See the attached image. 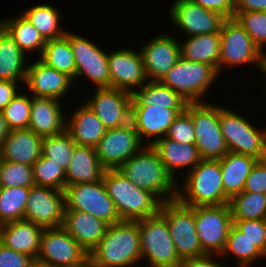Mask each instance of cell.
<instances>
[{
    "label": "cell",
    "instance_id": "cell-1",
    "mask_svg": "<svg viewBox=\"0 0 266 267\" xmlns=\"http://www.w3.org/2000/svg\"><path fill=\"white\" fill-rule=\"evenodd\" d=\"M88 259L96 267L138 266L142 262L139 221L109 225L104 237L88 254Z\"/></svg>",
    "mask_w": 266,
    "mask_h": 267
},
{
    "label": "cell",
    "instance_id": "cell-2",
    "mask_svg": "<svg viewBox=\"0 0 266 267\" xmlns=\"http://www.w3.org/2000/svg\"><path fill=\"white\" fill-rule=\"evenodd\" d=\"M118 170L136 187L153 193L162 203L177 199L178 182L168 173L151 145H144Z\"/></svg>",
    "mask_w": 266,
    "mask_h": 267
},
{
    "label": "cell",
    "instance_id": "cell-3",
    "mask_svg": "<svg viewBox=\"0 0 266 267\" xmlns=\"http://www.w3.org/2000/svg\"><path fill=\"white\" fill-rule=\"evenodd\" d=\"M102 179L122 221H139L159 213L162 202L136 187L118 169L105 170Z\"/></svg>",
    "mask_w": 266,
    "mask_h": 267
},
{
    "label": "cell",
    "instance_id": "cell-4",
    "mask_svg": "<svg viewBox=\"0 0 266 267\" xmlns=\"http://www.w3.org/2000/svg\"><path fill=\"white\" fill-rule=\"evenodd\" d=\"M184 176L183 184L181 185L179 182L177 185V199L182 204L197 207L229 203L230 199L225 195L223 189L219 160L202 159Z\"/></svg>",
    "mask_w": 266,
    "mask_h": 267
},
{
    "label": "cell",
    "instance_id": "cell-5",
    "mask_svg": "<svg viewBox=\"0 0 266 267\" xmlns=\"http://www.w3.org/2000/svg\"><path fill=\"white\" fill-rule=\"evenodd\" d=\"M246 64L256 67L264 76L266 55L254 44L249 34L234 17L226 18L220 30L218 72L222 74L226 69L232 70L234 66H246Z\"/></svg>",
    "mask_w": 266,
    "mask_h": 267
},
{
    "label": "cell",
    "instance_id": "cell-6",
    "mask_svg": "<svg viewBox=\"0 0 266 267\" xmlns=\"http://www.w3.org/2000/svg\"><path fill=\"white\" fill-rule=\"evenodd\" d=\"M247 117L220 105L219 124L229 152L266 159V127L258 128Z\"/></svg>",
    "mask_w": 266,
    "mask_h": 267
},
{
    "label": "cell",
    "instance_id": "cell-7",
    "mask_svg": "<svg viewBox=\"0 0 266 267\" xmlns=\"http://www.w3.org/2000/svg\"><path fill=\"white\" fill-rule=\"evenodd\" d=\"M220 75L214 66L180 57L160 82L177 92L188 103L204 102V96L213 88L212 85Z\"/></svg>",
    "mask_w": 266,
    "mask_h": 267
},
{
    "label": "cell",
    "instance_id": "cell-8",
    "mask_svg": "<svg viewBox=\"0 0 266 267\" xmlns=\"http://www.w3.org/2000/svg\"><path fill=\"white\" fill-rule=\"evenodd\" d=\"M209 101L187 103L195 128V146L201 159L220 160L229 151L219 124L220 105Z\"/></svg>",
    "mask_w": 266,
    "mask_h": 267
},
{
    "label": "cell",
    "instance_id": "cell-9",
    "mask_svg": "<svg viewBox=\"0 0 266 267\" xmlns=\"http://www.w3.org/2000/svg\"><path fill=\"white\" fill-rule=\"evenodd\" d=\"M159 213L167 221L176 253L181 261L206 255L196 232L195 207L174 199L162 203Z\"/></svg>",
    "mask_w": 266,
    "mask_h": 267
},
{
    "label": "cell",
    "instance_id": "cell-10",
    "mask_svg": "<svg viewBox=\"0 0 266 267\" xmlns=\"http://www.w3.org/2000/svg\"><path fill=\"white\" fill-rule=\"evenodd\" d=\"M141 259L148 267H180L166 219L158 213L139 220Z\"/></svg>",
    "mask_w": 266,
    "mask_h": 267
},
{
    "label": "cell",
    "instance_id": "cell-11",
    "mask_svg": "<svg viewBox=\"0 0 266 267\" xmlns=\"http://www.w3.org/2000/svg\"><path fill=\"white\" fill-rule=\"evenodd\" d=\"M65 204V210L90 213L108 225L122 221L113 200L108 196L103 179L66 186Z\"/></svg>",
    "mask_w": 266,
    "mask_h": 267
},
{
    "label": "cell",
    "instance_id": "cell-12",
    "mask_svg": "<svg viewBox=\"0 0 266 267\" xmlns=\"http://www.w3.org/2000/svg\"><path fill=\"white\" fill-rule=\"evenodd\" d=\"M87 260L88 253L63 226L43 230L38 263L48 267H79Z\"/></svg>",
    "mask_w": 266,
    "mask_h": 267
},
{
    "label": "cell",
    "instance_id": "cell-13",
    "mask_svg": "<svg viewBox=\"0 0 266 267\" xmlns=\"http://www.w3.org/2000/svg\"><path fill=\"white\" fill-rule=\"evenodd\" d=\"M195 224L203 251L206 254L221 255L233 225L229 203L195 207Z\"/></svg>",
    "mask_w": 266,
    "mask_h": 267
},
{
    "label": "cell",
    "instance_id": "cell-14",
    "mask_svg": "<svg viewBox=\"0 0 266 267\" xmlns=\"http://www.w3.org/2000/svg\"><path fill=\"white\" fill-rule=\"evenodd\" d=\"M97 45L78 32H70V46L76 65L75 81L83 77L96 88L110 87L108 53Z\"/></svg>",
    "mask_w": 266,
    "mask_h": 267
},
{
    "label": "cell",
    "instance_id": "cell-15",
    "mask_svg": "<svg viewBox=\"0 0 266 267\" xmlns=\"http://www.w3.org/2000/svg\"><path fill=\"white\" fill-rule=\"evenodd\" d=\"M171 6V7H170ZM169 6V18L176 32L188 37L220 33L226 19L220 13L203 8L190 0H174Z\"/></svg>",
    "mask_w": 266,
    "mask_h": 267
},
{
    "label": "cell",
    "instance_id": "cell-16",
    "mask_svg": "<svg viewBox=\"0 0 266 267\" xmlns=\"http://www.w3.org/2000/svg\"><path fill=\"white\" fill-rule=\"evenodd\" d=\"M144 145L130 122L122 127L107 129L95 150L102 167L112 170L118 169Z\"/></svg>",
    "mask_w": 266,
    "mask_h": 267
},
{
    "label": "cell",
    "instance_id": "cell-17",
    "mask_svg": "<svg viewBox=\"0 0 266 267\" xmlns=\"http://www.w3.org/2000/svg\"><path fill=\"white\" fill-rule=\"evenodd\" d=\"M83 101L92 109L106 129L122 127L131 122L132 93L111 88H95Z\"/></svg>",
    "mask_w": 266,
    "mask_h": 267
},
{
    "label": "cell",
    "instance_id": "cell-18",
    "mask_svg": "<svg viewBox=\"0 0 266 267\" xmlns=\"http://www.w3.org/2000/svg\"><path fill=\"white\" fill-rule=\"evenodd\" d=\"M65 191L51 187H30L24 219L43 229L63 226L65 214Z\"/></svg>",
    "mask_w": 266,
    "mask_h": 267
},
{
    "label": "cell",
    "instance_id": "cell-19",
    "mask_svg": "<svg viewBox=\"0 0 266 267\" xmlns=\"http://www.w3.org/2000/svg\"><path fill=\"white\" fill-rule=\"evenodd\" d=\"M120 48L108 52L110 87L134 93L141 88L146 78L140 50ZM136 87V88H135Z\"/></svg>",
    "mask_w": 266,
    "mask_h": 267
},
{
    "label": "cell",
    "instance_id": "cell-20",
    "mask_svg": "<svg viewBox=\"0 0 266 267\" xmlns=\"http://www.w3.org/2000/svg\"><path fill=\"white\" fill-rule=\"evenodd\" d=\"M176 37L163 32L138 48L148 81H160L181 57L180 41Z\"/></svg>",
    "mask_w": 266,
    "mask_h": 267
},
{
    "label": "cell",
    "instance_id": "cell-21",
    "mask_svg": "<svg viewBox=\"0 0 266 267\" xmlns=\"http://www.w3.org/2000/svg\"><path fill=\"white\" fill-rule=\"evenodd\" d=\"M25 86L32 96L51 97L65 101V95H68L74 81L64 73L46 65L39 58L29 62Z\"/></svg>",
    "mask_w": 266,
    "mask_h": 267
},
{
    "label": "cell",
    "instance_id": "cell-22",
    "mask_svg": "<svg viewBox=\"0 0 266 267\" xmlns=\"http://www.w3.org/2000/svg\"><path fill=\"white\" fill-rule=\"evenodd\" d=\"M185 109H165L159 106H131V122L145 145L166 136L176 117Z\"/></svg>",
    "mask_w": 266,
    "mask_h": 267
},
{
    "label": "cell",
    "instance_id": "cell-23",
    "mask_svg": "<svg viewBox=\"0 0 266 267\" xmlns=\"http://www.w3.org/2000/svg\"><path fill=\"white\" fill-rule=\"evenodd\" d=\"M62 102L51 97L31 95L28 129L42 138L63 133L66 130V115Z\"/></svg>",
    "mask_w": 266,
    "mask_h": 267
},
{
    "label": "cell",
    "instance_id": "cell-24",
    "mask_svg": "<svg viewBox=\"0 0 266 267\" xmlns=\"http://www.w3.org/2000/svg\"><path fill=\"white\" fill-rule=\"evenodd\" d=\"M151 146L158 153L159 158L168 173L177 182H179V180L182 182L181 179L177 178L179 176V172L182 173L181 177L186 175L202 160L195 145L182 144L168 139L166 136L158 139ZM177 174L178 176H176Z\"/></svg>",
    "mask_w": 266,
    "mask_h": 267
},
{
    "label": "cell",
    "instance_id": "cell-25",
    "mask_svg": "<svg viewBox=\"0 0 266 267\" xmlns=\"http://www.w3.org/2000/svg\"><path fill=\"white\" fill-rule=\"evenodd\" d=\"M42 141L29 129L11 130L0 146V159L32 166L42 156Z\"/></svg>",
    "mask_w": 266,
    "mask_h": 267
},
{
    "label": "cell",
    "instance_id": "cell-26",
    "mask_svg": "<svg viewBox=\"0 0 266 267\" xmlns=\"http://www.w3.org/2000/svg\"><path fill=\"white\" fill-rule=\"evenodd\" d=\"M108 226L90 213L65 210L63 227L88 254L104 237Z\"/></svg>",
    "mask_w": 266,
    "mask_h": 267
},
{
    "label": "cell",
    "instance_id": "cell-27",
    "mask_svg": "<svg viewBox=\"0 0 266 267\" xmlns=\"http://www.w3.org/2000/svg\"><path fill=\"white\" fill-rule=\"evenodd\" d=\"M43 230L41 226L25 219L10 221L0 226V242L36 261Z\"/></svg>",
    "mask_w": 266,
    "mask_h": 267
},
{
    "label": "cell",
    "instance_id": "cell-28",
    "mask_svg": "<svg viewBox=\"0 0 266 267\" xmlns=\"http://www.w3.org/2000/svg\"><path fill=\"white\" fill-rule=\"evenodd\" d=\"M82 103V105H81ZM66 116V131L76 145L95 148L107 129L84 102ZM71 113V114H70Z\"/></svg>",
    "mask_w": 266,
    "mask_h": 267
},
{
    "label": "cell",
    "instance_id": "cell-29",
    "mask_svg": "<svg viewBox=\"0 0 266 267\" xmlns=\"http://www.w3.org/2000/svg\"><path fill=\"white\" fill-rule=\"evenodd\" d=\"M104 172L95 148L76 145L65 172V188L78 183L100 181Z\"/></svg>",
    "mask_w": 266,
    "mask_h": 267
},
{
    "label": "cell",
    "instance_id": "cell-30",
    "mask_svg": "<svg viewBox=\"0 0 266 267\" xmlns=\"http://www.w3.org/2000/svg\"><path fill=\"white\" fill-rule=\"evenodd\" d=\"M27 58V55L0 25V79L24 85L29 61Z\"/></svg>",
    "mask_w": 266,
    "mask_h": 267
},
{
    "label": "cell",
    "instance_id": "cell-31",
    "mask_svg": "<svg viewBox=\"0 0 266 267\" xmlns=\"http://www.w3.org/2000/svg\"><path fill=\"white\" fill-rule=\"evenodd\" d=\"M219 161L224 193L231 199L244 190L246 179L258 159L249 155L228 152Z\"/></svg>",
    "mask_w": 266,
    "mask_h": 267
},
{
    "label": "cell",
    "instance_id": "cell-32",
    "mask_svg": "<svg viewBox=\"0 0 266 267\" xmlns=\"http://www.w3.org/2000/svg\"><path fill=\"white\" fill-rule=\"evenodd\" d=\"M181 42L180 53L183 59L205 63L214 66L218 70L220 59V33L188 36L185 41Z\"/></svg>",
    "mask_w": 266,
    "mask_h": 267
},
{
    "label": "cell",
    "instance_id": "cell-33",
    "mask_svg": "<svg viewBox=\"0 0 266 267\" xmlns=\"http://www.w3.org/2000/svg\"><path fill=\"white\" fill-rule=\"evenodd\" d=\"M131 106H159L165 109H186L187 103L177 92L160 81H147L132 94Z\"/></svg>",
    "mask_w": 266,
    "mask_h": 267
},
{
    "label": "cell",
    "instance_id": "cell-34",
    "mask_svg": "<svg viewBox=\"0 0 266 267\" xmlns=\"http://www.w3.org/2000/svg\"><path fill=\"white\" fill-rule=\"evenodd\" d=\"M0 25L26 55L27 53L32 55V53L37 52L38 58L41 56L46 41L22 12L20 15L15 14L12 18L2 19Z\"/></svg>",
    "mask_w": 266,
    "mask_h": 267
},
{
    "label": "cell",
    "instance_id": "cell-35",
    "mask_svg": "<svg viewBox=\"0 0 266 267\" xmlns=\"http://www.w3.org/2000/svg\"><path fill=\"white\" fill-rule=\"evenodd\" d=\"M39 59L46 65L66 74L75 82L76 65L70 46V31L66 35L46 41Z\"/></svg>",
    "mask_w": 266,
    "mask_h": 267
},
{
    "label": "cell",
    "instance_id": "cell-36",
    "mask_svg": "<svg viewBox=\"0 0 266 267\" xmlns=\"http://www.w3.org/2000/svg\"><path fill=\"white\" fill-rule=\"evenodd\" d=\"M23 15L39 31L45 41L60 38L67 31L61 27V10L49 4H38L25 9Z\"/></svg>",
    "mask_w": 266,
    "mask_h": 267
},
{
    "label": "cell",
    "instance_id": "cell-37",
    "mask_svg": "<svg viewBox=\"0 0 266 267\" xmlns=\"http://www.w3.org/2000/svg\"><path fill=\"white\" fill-rule=\"evenodd\" d=\"M235 257L237 264L235 267H249L253 266L254 262L259 259H266V255L258 248V246L247 238L240 230L234 225L231 226L226 246L224 251L221 253L223 260L224 257Z\"/></svg>",
    "mask_w": 266,
    "mask_h": 267
},
{
    "label": "cell",
    "instance_id": "cell-38",
    "mask_svg": "<svg viewBox=\"0 0 266 267\" xmlns=\"http://www.w3.org/2000/svg\"><path fill=\"white\" fill-rule=\"evenodd\" d=\"M232 220L266 219V194L242 191L229 200Z\"/></svg>",
    "mask_w": 266,
    "mask_h": 267
},
{
    "label": "cell",
    "instance_id": "cell-39",
    "mask_svg": "<svg viewBox=\"0 0 266 267\" xmlns=\"http://www.w3.org/2000/svg\"><path fill=\"white\" fill-rule=\"evenodd\" d=\"M30 187H1L0 224L24 219Z\"/></svg>",
    "mask_w": 266,
    "mask_h": 267
},
{
    "label": "cell",
    "instance_id": "cell-40",
    "mask_svg": "<svg viewBox=\"0 0 266 267\" xmlns=\"http://www.w3.org/2000/svg\"><path fill=\"white\" fill-rule=\"evenodd\" d=\"M75 146V142L66 130L58 135L43 137L42 157L50 158V161L59 164L66 171Z\"/></svg>",
    "mask_w": 266,
    "mask_h": 267
},
{
    "label": "cell",
    "instance_id": "cell-41",
    "mask_svg": "<svg viewBox=\"0 0 266 267\" xmlns=\"http://www.w3.org/2000/svg\"><path fill=\"white\" fill-rule=\"evenodd\" d=\"M33 178L36 186L51 187L65 191V170L50 158L40 157L33 165Z\"/></svg>",
    "mask_w": 266,
    "mask_h": 267
},
{
    "label": "cell",
    "instance_id": "cell-42",
    "mask_svg": "<svg viewBox=\"0 0 266 267\" xmlns=\"http://www.w3.org/2000/svg\"><path fill=\"white\" fill-rule=\"evenodd\" d=\"M234 18L266 55V11H234Z\"/></svg>",
    "mask_w": 266,
    "mask_h": 267
},
{
    "label": "cell",
    "instance_id": "cell-43",
    "mask_svg": "<svg viewBox=\"0 0 266 267\" xmlns=\"http://www.w3.org/2000/svg\"><path fill=\"white\" fill-rule=\"evenodd\" d=\"M9 130L28 129L31 114V95L18 93L2 110Z\"/></svg>",
    "mask_w": 266,
    "mask_h": 267
},
{
    "label": "cell",
    "instance_id": "cell-44",
    "mask_svg": "<svg viewBox=\"0 0 266 267\" xmlns=\"http://www.w3.org/2000/svg\"><path fill=\"white\" fill-rule=\"evenodd\" d=\"M1 187H32L35 185L32 166L0 159Z\"/></svg>",
    "mask_w": 266,
    "mask_h": 267
},
{
    "label": "cell",
    "instance_id": "cell-45",
    "mask_svg": "<svg viewBox=\"0 0 266 267\" xmlns=\"http://www.w3.org/2000/svg\"><path fill=\"white\" fill-rule=\"evenodd\" d=\"M166 137L182 144L195 145L194 124L191 115L186 110L180 113L173 121Z\"/></svg>",
    "mask_w": 266,
    "mask_h": 267
},
{
    "label": "cell",
    "instance_id": "cell-46",
    "mask_svg": "<svg viewBox=\"0 0 266 267\" xmlns=\"http://www.w3.org/2000/svg\"><path fill=\"white\" fill-rule=\"evenodd\" d=\"M233 225L266 255V219L233 220Z\"/></svg>",
    "mask_w": 266,
    "mask_h": 267
},
{
    "label": "cell",
    "instance_id": "cell-47",
    "mask_svg": "<svg viewBox=\"0 0 266 267\" xmlns=\"http://www.w3.org/2000/svg\"><path fill=\"white\" fill-rule=\"evenodd\" d=\"M243 191L266 194V159L258 160L252 167Z\"/></svg>",
    "mask_w": 266,
    "mask_h": 267
},
{
    "label": "cell",
    "instance_id": "cell-48",
    "mask_svg": "<svg viewBox=\"0 0 266 267\" xmlns=\"http://www.w3.org/2000/svg\"><path fill=\"white\" fill-rule=\"evenodd\" d=\"M34 259L17 252L0 242V267H30Z\"/></svg>",
    "mask_w": 266,
    "mask_h": 267
},
{
    "label": "cell",
    "instance_id": "cell-49",
    "mask_svg": "<svg viewBox=\"0 0 266 267\" xmlns=\"http://www.w3.org/2000/svg\"><path fill=\"white\" fill-rule=\"evenodd\" d=\"M205 9L220 13L225 18L234 17V0H190Z\"/></svg>",
    "mask_w": 266,
    "mask_h": 267
},
{
    "label": "cell",
    "instance_id": "cell-50",
    "mask_svg": "<svg viewBox=\"0 0 266 267\" xmlns=\"http://www.w3.org/2000/svg\"><path fill=\"white\" fill-rule=\"evenodd\" d=\"M218 259V260H217ZM220 259H223L221 255L218 254H206L201 257H194L190 259L182 260L180 267H227L225 261H228L227 258L222 263L219 262Z\"/></svg>",
    "mask_w": 266,
    "mask_h": 267
},
{
    "label": "cell",
    "instance_id": "cell-51",
    "mask_svg": "<svg viewBox=\"0 0 266 267\" xmlns=\"http://www.w3.org/2000/svg\"><path fill=\"white\" fill-rule=\"evenodd\" d=\"M19 84L21 85L19 82L0 79V111L19 93V90H21Z\"/></svg>",
    "mask_w": 266,
    "mask_h": 267
},
{
    "label": "cell",
    "instance_id": "cell-52",
    "mask_svg": "<svg viewBox=\"0 0 266 267\" xmlns=\"http://www.w3.org/2000/svg\"><path fill=\"white\" fill-rule=\"evenodd\" d=\"M234 11H266V0H234Z\"/></svg>",
    "mask_w": 266,
    "mask_h": 267
},
{
    "label": "cell",
    "instance_id": "cell-53",
    "mask_svg": "<svg viewBox=\"0 0 266 267\" xmlns=\"http://www.w3.org/2000/svg\"><path fill=\"white\" fill-rule=\"evenodd\" d=\"M10 132L6 120L4 118L3 112L0 111V146L4 140V138L7 136V134Z\"/></svg>",
    "mask_w": 266,
    "mask_h": 267
},
{
    "label": "cell",
    "instance_id": "cell-54",
    "mask_svg": "<svg viewBox=\"0 0 266 267\" xmlns=\"http://www.w3.org/2000/svg\"><path fill=\"white\" fill-rule=\"evenodd\" d=\"M79 267H96L89 259Z\"/></svg>",
    "mask_w": 266,
    "mask_h": 267
},
{
    "label": "cell",
    "instance_id": "cell-55",
    "mask_svg": "<svg viewBox=\"0 0 266 267\" xmlns=\"http://www.w3.org/2000/svg\"><path fill=\"white\" fill-rule=\"evenodd\" d=\"M30 267H48L44 264H40L37 261H34V263Z\"/></svg>",
    "mask_w": 266,
    "mask_h": 267
}]
</instances>
